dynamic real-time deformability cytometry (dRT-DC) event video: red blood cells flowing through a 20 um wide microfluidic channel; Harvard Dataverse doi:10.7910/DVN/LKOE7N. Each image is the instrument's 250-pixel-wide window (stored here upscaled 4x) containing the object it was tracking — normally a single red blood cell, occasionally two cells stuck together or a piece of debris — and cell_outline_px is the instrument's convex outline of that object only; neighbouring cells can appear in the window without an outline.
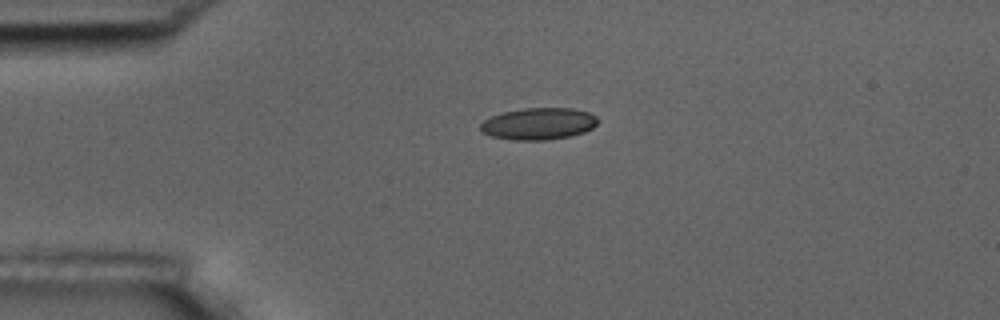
{"species": "common noctule bat (a hibernating species)", "species_latin": "Nyctalus noctula", "temperature_condition": "room temperature", "stored_images_in_passage": 2, "camera_frame_rate_fps": 3000, "um_per_image_px": 0.085, "animal": {"sex": "male", "body_mass_g": 17.5, "forearm_length_mm": 52.3}, "frame": {"image": 1, "passage_image": 1, "time_ms": 0.0, "image_size_px": [1000, 320], "cell_outline_px": [[600, 120], [592, 128], [584, 132], [572, 136], [544, 140], [512, 140], [492, 136], [480, 132], [480, 124], [484, 120], [492, 116], [504, 112], [524, 108], [572, 108], [588, 112], [596, 116]], "centroid_in_image_um": [45.79, 10.52], "position_along_channel_um": 39.2, "area_um2": 21.85}}